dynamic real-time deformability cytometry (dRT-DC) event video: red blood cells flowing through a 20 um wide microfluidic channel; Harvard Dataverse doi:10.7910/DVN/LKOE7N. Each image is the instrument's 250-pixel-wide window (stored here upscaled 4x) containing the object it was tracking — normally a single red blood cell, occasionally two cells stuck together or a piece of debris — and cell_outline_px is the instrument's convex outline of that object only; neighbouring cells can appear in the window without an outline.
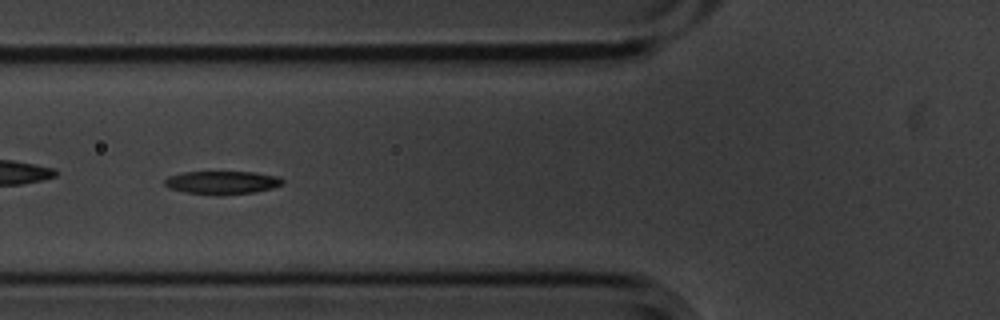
{"species": "common noctule bat (a hibernating species)", "species_latin": "Nyctalus noctula", "temperature_condition": "cold", "stored_images_in_passage": 9, "camera_frame_rate_fps": 3000, "um_per_image_px": 0.085, "animal": {"sex": "male", "body_mass_g": 20.1, "forearm_length_mm": 53.5}, "frame": {"image": 1, "passage_image": 6, "time_ms": 1.667, "image_size_px": [1000, 320], "cell_outline_px": [[284, 184], [272, 188], [256, 192], [220, 196], [216, 196], [184, 192], [168, 188], [164, 184], [164, 180], [168, 176], [184, 172], [256, 172], [280, 176], [284, 180]], "centroid_in_image_um": [18.9, 15.53], "position_along_channel_um": 106.9, "area_um2": 16.36}}
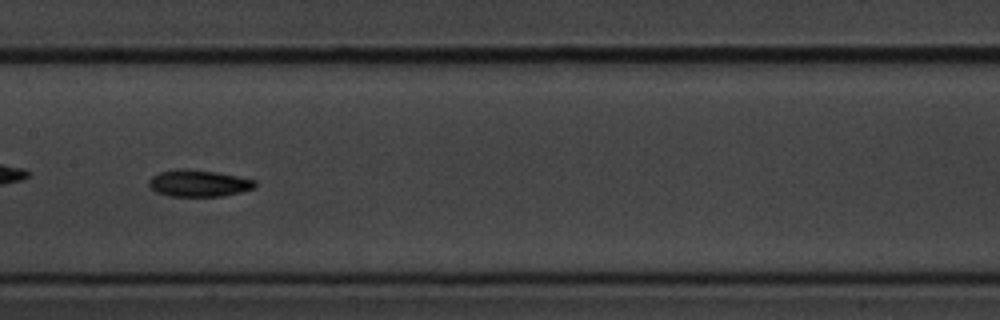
{"frame": {"image": 2, "passage_image": 8, "time_ms": 2.333, "image_size_px": [1000, 320], "cell_outline_px": [[256, 188], [240, 192], [220, 196], [168, 196], [156, 192], [148, 184], [148, 180], [152, 176], [160, 172], [188, 168], [216, 172], [256, 180]], "centroid_in_image_um": [16.89, 15.58], "position_along_channel_um": 190.5, "area_um2": 16.47}}
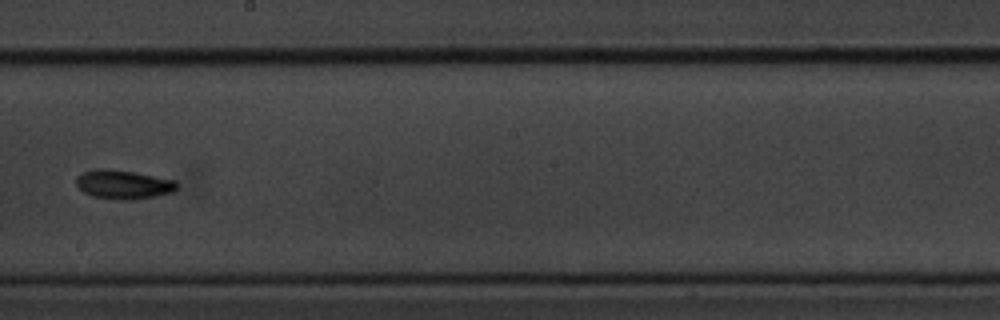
{"frame": {"image": 3, "passage_image": 9, "time_ms": 2.667, "image_size_px": [1000, 320], "cell_outline_px": [[180, 184], [172, 192], [156, 196], [132, 200], [120, 200], [92, 196], [84, 192], [76, 184], [76, 176], [84, 172], [96, 168], [104, 168], [132, 172], [176, 180]], "centroid_in_image_um": [10.49, 15.68], "position_along_channel_um": 237.7, "area_um2": 16.99}}